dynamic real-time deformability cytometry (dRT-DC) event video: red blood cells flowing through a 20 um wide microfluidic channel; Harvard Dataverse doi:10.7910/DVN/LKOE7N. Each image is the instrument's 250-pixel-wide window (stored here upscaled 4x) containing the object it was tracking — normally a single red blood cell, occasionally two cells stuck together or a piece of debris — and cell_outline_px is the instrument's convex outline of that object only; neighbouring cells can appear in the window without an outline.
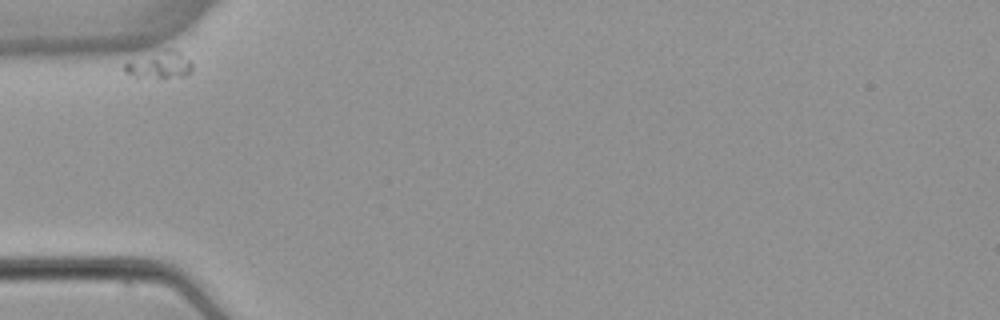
{"species": "common noctule bat (a hibernating species)", "species_latin": "Nyctalus noctula", "temperature_condition": "warm", "stored_images_in_passage": 2, "camera_frame_rate_fps": 3000, "um_per_image_px": 0.085, "animal": {"sex": "female", "body_mass_g": 22.7, "forearm_length_mm": 54.2}, "frame": {"image": 1, "passage_image": 1, "time_ms": 0.0, "image_size_px": [1000, 320], "cell_outline_px": [[192, 72], [184, 76], [132, 76], [124, 72], [124, 64], [128, 60], [164, 48], [172, 48], [180, 52], [192, 60]], "centroid_in_image_um": [13.58, 5.46], "position_along_channel_um": 71.4, "area_um2": 10.75}}